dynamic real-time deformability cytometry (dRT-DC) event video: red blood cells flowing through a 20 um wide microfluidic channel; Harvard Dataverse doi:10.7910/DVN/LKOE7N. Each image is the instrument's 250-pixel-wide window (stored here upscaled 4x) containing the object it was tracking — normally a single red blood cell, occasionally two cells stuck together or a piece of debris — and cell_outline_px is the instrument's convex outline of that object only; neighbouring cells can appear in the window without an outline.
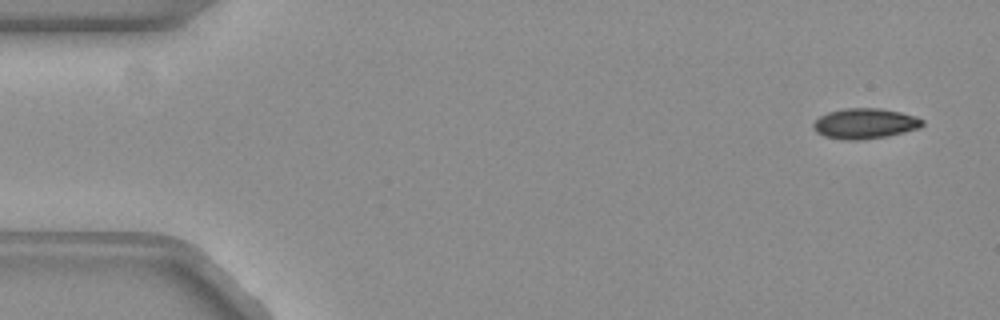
{"species": "common noctule bat (a hibernating species)", "species_latin": "Nyctalus noctula", "temperature_condition": "warm", "stored_images_in_passage": 53, "camera_frame_rate_fps": 3000, "um_per_image_px": 0.085, "animal": {"sex": "female", "body_mass_g": 19.3, "forearm_length_mm": 54.1}, "frame": {"image": 1, "passage_image": 2, "time_ms": 0.333, "image_size_px": [1000, 320], "cell_outline_px": [[924, 124], [916, 128], [884, 136], [828, 136], [816, 132], [812, 124], [820, 116], [828, 112], [844, 108], [880, 108], [900, 112], [916, 116], [924, 120]], "centroid_in_image_um": [73.54, 10.41], "position_along_channel_um": 11.5, "area_um2": 17.92}}
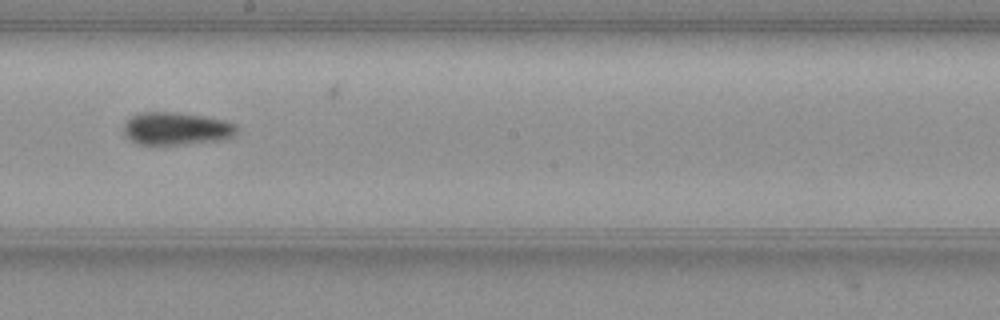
{"frame": {"image": 2, "passage_image": 29, "time_ms": 9.333, "image_size_px": [1000, 320], "cell_outline_px": [[236, 132], [232, 136], [220, 140], [152, 148], [148, 148], [132, 140], [124, 132], [124, 124], [132, 116], [140, 112], [176, 112], [204, 116], [236, 124]], "centroid_in_image_um": [14.93, 10.97], "position_along_channel_um": 233.3, "area_um2": 21.91}}
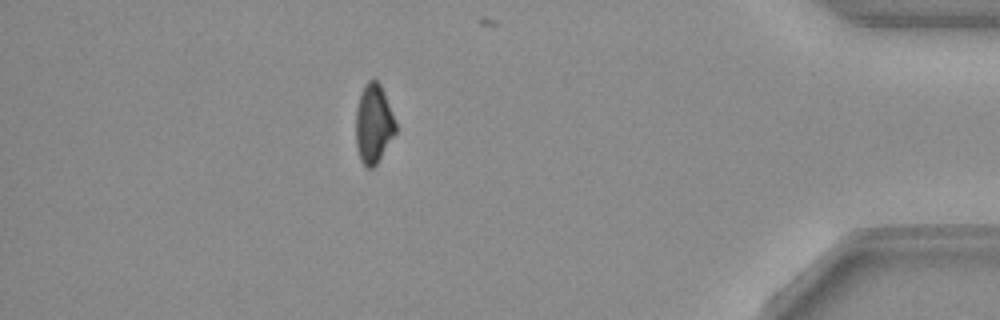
{"frame": {"image": 3, "passage_image": 46, "time_ms": 15.0, "image_size_px": [1000, 320], "cell_outline_px": [[396, 132], [376, 164], [372, 168], [368, 168], [360, 160], [356, 144], [356, 112], [360, 96], [364, 84], [368, 80], [376, 80], [380, 84], [384, 92], [396, 124]], "centroid_in_image_um": [31.74, 10.52], "position_along_channel_um": 403.5, "area_um2": 18.03}, "authors_computed_cell_mechanics": {"area_um2": 19.7098, "velocity_mm_per_s": 3.8567, "shape_relaxation_time_tau1_ms": 5.8691, "shape_relaxation_time_tau2_ms": null, "deformation_change_tau1": 0.1233, "deformation_change_tau2": null}}